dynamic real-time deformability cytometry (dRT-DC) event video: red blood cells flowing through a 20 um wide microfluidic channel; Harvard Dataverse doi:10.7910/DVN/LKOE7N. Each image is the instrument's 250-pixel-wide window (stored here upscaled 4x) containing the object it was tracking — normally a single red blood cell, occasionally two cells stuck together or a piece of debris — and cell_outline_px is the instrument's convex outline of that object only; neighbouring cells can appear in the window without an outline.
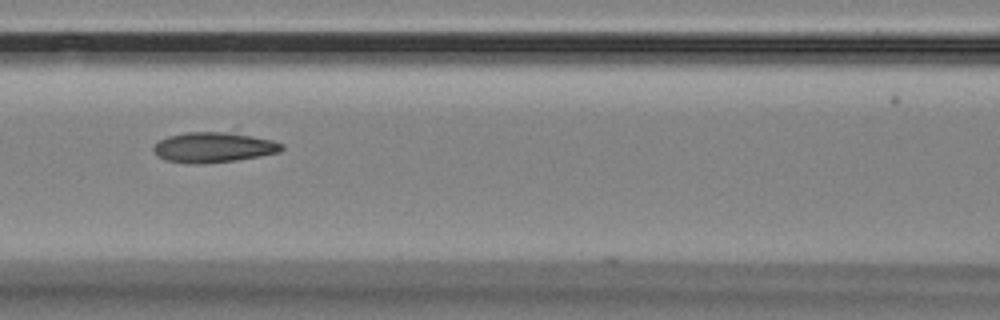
{"species": "Egyptian fruit bat (a non-hibernating species)", "species_latin": "Rousettus aegyptiacus", "temperature_condition": "room temperature", "stored_images_in_passage": 15, "camera_frame_rate_fps": 3000, "um_per_image_px": 0.085, "animal": {"sex": "female"}, "frame": {"image": 1, "passage_image": 8, "time_ms": 8.0, "image_size_px": [1000, 320], "cell_outline_px": [[284, 148], [280, 152], [260, 156], [236, 160], [200, 164], [188, 164], [164, 160], [156, 156], [152, 148], [160, 140], [168, 136], [184, 132], [224, 132], [252, 136], [272, 140], [284, 144]], "centroid_in_image_um": [18.12, 12.53], "position_along_channel_um": 148.5, "area_um2": 22.66}}
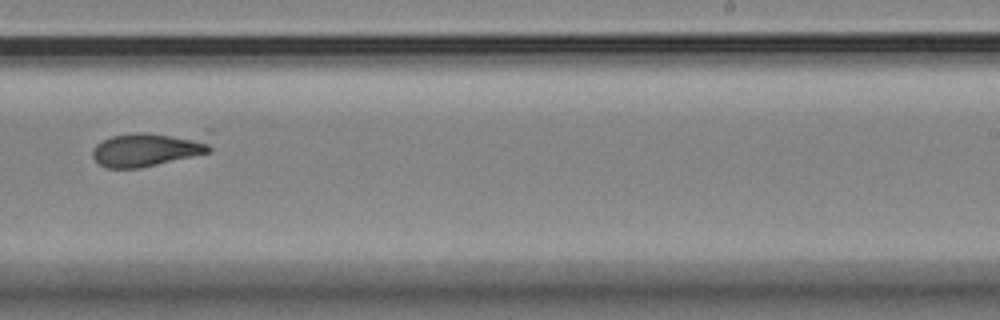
{"frame": {"image": 2, "passage_image": 11, "time_ms": 11.667, "image_size_px": [1000, 320], "cell_outline_px": [[212, 152], [140, 168], [104, 168], [92, 156], [92, 152], [96, 144], [112, 136], [136, 132], [208, 128], [212, 128]], "centroid_in_image_um": [12.93, 12.56], "position_along_channel_um": 276.1, "area_um2": 25.95}}
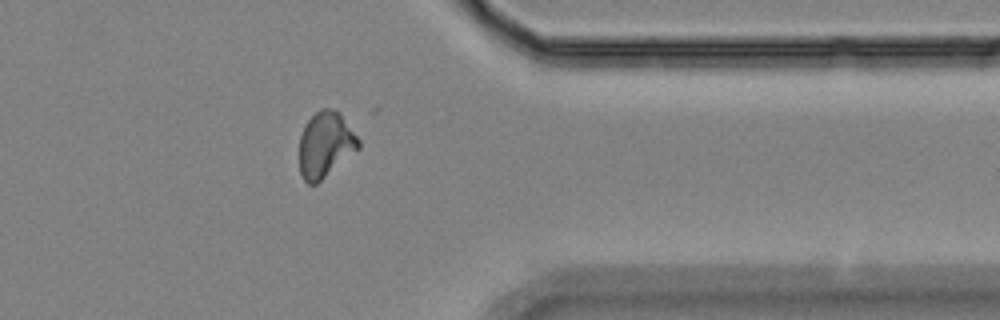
{"frame": {"image": 3, "passage_image": 14, "time_ms": 15.0, "image_size_px": [1000, 320], "cell_outline_px": [[360, 148], [316, 184], [308, 184], [304, 180], [300, 172], [300, 136], [304, 124], [320, 108], [336, 108], [340, 112], [360, 140]], "centroid_in_image_um": [27.67, 12.27], "position_along_channel_um": 383.7, "area_um2": 22.72}}